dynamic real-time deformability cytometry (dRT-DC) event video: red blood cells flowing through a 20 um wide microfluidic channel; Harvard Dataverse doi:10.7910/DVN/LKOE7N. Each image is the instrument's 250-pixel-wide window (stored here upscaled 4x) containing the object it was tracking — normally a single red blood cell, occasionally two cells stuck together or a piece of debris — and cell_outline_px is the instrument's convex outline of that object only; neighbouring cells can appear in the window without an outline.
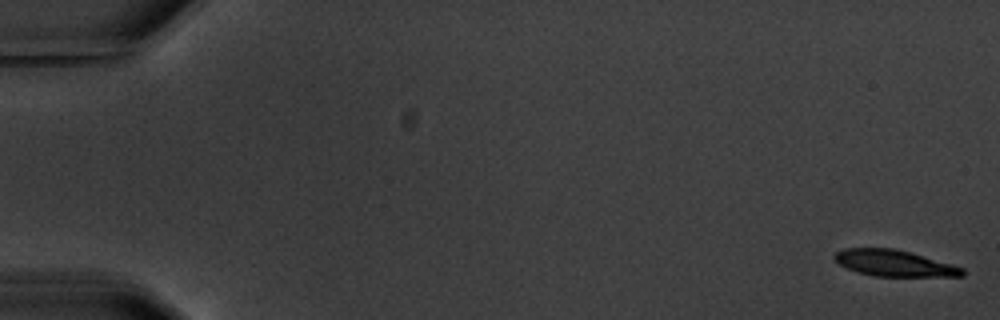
{"species": "common noctule bat (a hibernating species)", "species_latin": "Nyctalus noctula", "temperature_condition": "warm", "stored_images_in_passage": 6, "camera_frame_rate_fps": 3000, "um_per_image_px": 0.085, "animal": {"sex": "male", "body_mass_g": 20.1, "forearm_length_mm": 53.5}, "frame": {"image": 1, "passage_image": 1, "time_ms": 0.0, "image_size_px": [1000, 320], "cell_outline_px": [[964, 276], [876, 276], [860, 272], [848, 268], [840, 264], [832, 256], [836, 252], [844, 248], [892, 248], [908, 252], [952, 264], [964, 268]], "centroid_in_image_um": [76.01, 22.37], "position_along_channel_um": 9.0, "area_um2": 19.19}}
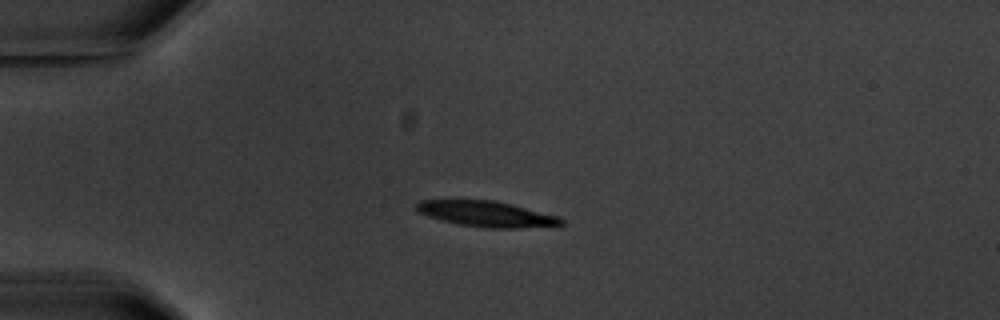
{"frame": {"image": 2, "passage_image": 4, "time_ms": 4.667, "image_size_px": [1000, 320], "cell_outline_px": [[564, 224], [516, 228], [484, 228], [460, 224], [440, 220], [416, 212], [416, 204], [420, 200], [496, 200], [560, 216], [564, 220]], "centroid_in_image_um": [41.34, 18.18], "position_along_channel_um": 43.7, "area_um2": 21.68}}
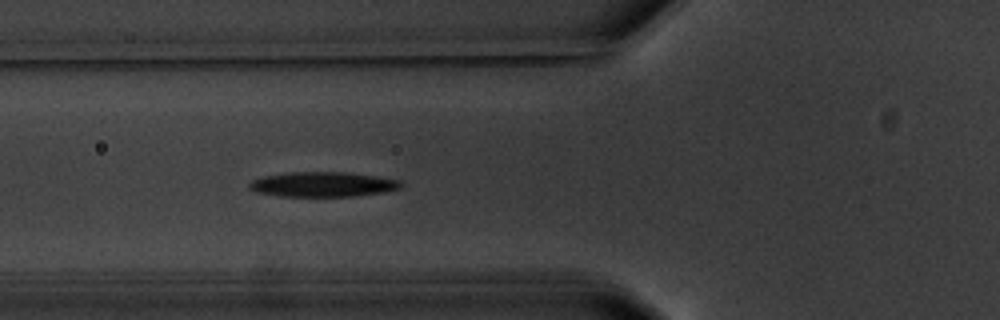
{"frame": {"image": 3, "passage_image": 6, "time_ms": 7.0, "image_size_px": [1000, 320], "cell_outline_px": [[404, 184], [400, 188], [384, 192], [352, 196], [276, 196], [256, 192], [248, 188], [248, 184], [252, 180], [264, 176], [288, 172], [348, 172], [376, 176], [400, 180]], "centroid_in_image_um": [27.42, 15.67], "position_along_channel_um": 98.4, "area_um2": 22.08}}